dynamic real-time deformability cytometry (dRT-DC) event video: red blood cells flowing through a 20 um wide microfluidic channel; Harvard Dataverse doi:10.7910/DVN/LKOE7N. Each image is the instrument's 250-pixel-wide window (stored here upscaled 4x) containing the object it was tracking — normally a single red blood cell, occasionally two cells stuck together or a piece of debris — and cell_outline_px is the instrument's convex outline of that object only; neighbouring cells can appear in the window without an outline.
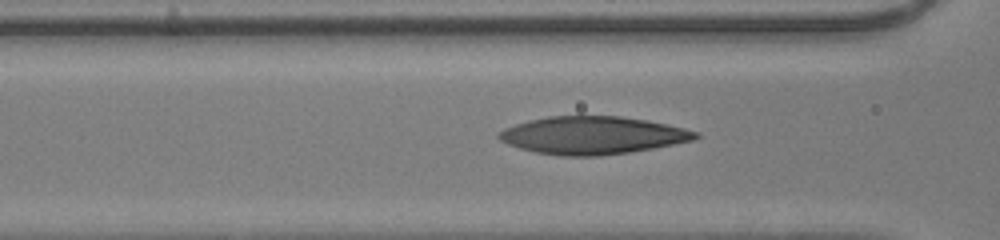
{"species": "human", "species_latin": "Homo sapiens", "temperature_condition": "room temperature", "stored_images_in_passage": 28, "camera_frame_rate_fps": 3000, "um_per_image_px": 0.085, "donor": {"sex": "male"}, "frame": {"image": 1, "passage_image": 5, "time_ms": 1.333, "image_size_px": [1000, 240], "cell_outline_px": [[700, 136], [692, 140], [652, 148], [628, 152], [600, 156], [560, 156], [536, 152], [520, 148], [508, 144], [500, 140], [496, 136], [496, 132], [504, 128], [528, 120], [548, 116], [620, 116], [648, 120], [668, 124], [700, 132]], "centroid_in_image_um": [50.34, 11.49], "position_along_channel_um": 116.3, "area_um2": 43.23}}
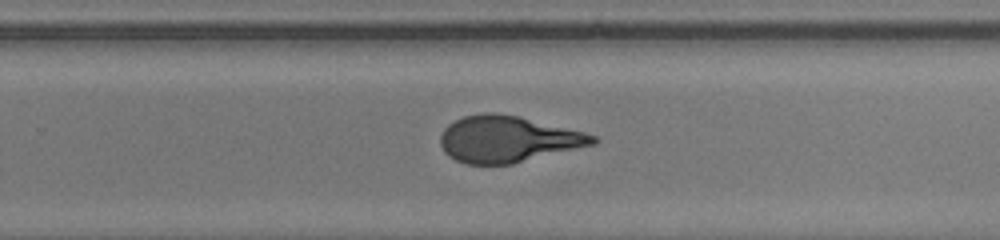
{"frame": {"image": 2, "passage_image": 17, "time_ms": 5.333, "image_size_px": [1000, 240], "cell_outline_px": [[600, 140], [596, 144], [512, 164], [468, 164], [456, 160], [448, 156], [444, 152], [440, 144], [440, 136], [444, 128], [448, 124], [464, 116], [488, 112], [496, 112], [520, 116], [584, 132], [596, 136]], "centroid_in_image_um": [43.16, 11.82], "position_along_channel_um": 286.6, "area_um2": 41.33}}
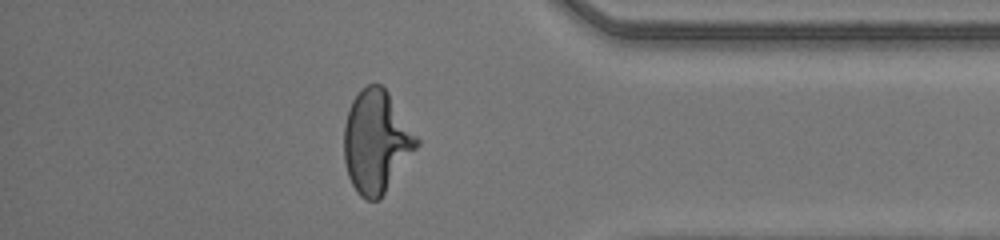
{"frame": {"image": 3, "passage_image": 26, "time_ms": 8.333, "image_size_px": [1000, 240], "cell_outline_px": [[420, 144], [380, 200], [368, 200], [360, 196], [356, 192], [348, 176], [344, 160], [344, 124], [352, 100], [360, 88], [368, 84], [380, 84], [388, 92], [420, 140]], "centroid_in_image_um": [31.98, 12.05], "position_along_channel_um": 403.2, "area_um2": 43.52}}